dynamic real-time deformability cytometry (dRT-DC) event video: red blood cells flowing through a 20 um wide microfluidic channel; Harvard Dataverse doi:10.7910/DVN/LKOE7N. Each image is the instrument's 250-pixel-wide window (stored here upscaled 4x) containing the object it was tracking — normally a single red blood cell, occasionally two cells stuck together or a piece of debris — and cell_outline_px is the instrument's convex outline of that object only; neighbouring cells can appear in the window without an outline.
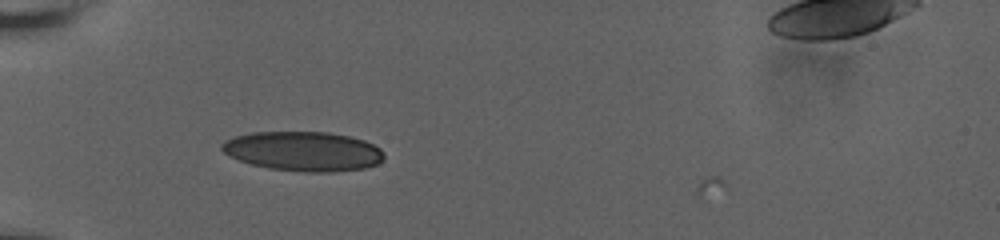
{"species": "human", "species_latin": "Homo sapiens", "temperature_condition": "room temperature", "stored_images_in_passage": 3, "camera_frame_rate_fps": 3000, "um_per_image_px": 0.085, "donor": {"sex": "male"}, "frame": {"image": 1, "passage_image": 2, "time_ms": 0.333, "image_size_px": [1000, 240], "cell_outline_px": [[384, 160], [376, 164], [364, 168], [332, 172], [304, 172], [268, 168], [252, 164], [240, 160], [224, 152], [220, 148], [220, 144], [224, 140], [236, 136], [252, 132], [328, 132], [348, 136], [364, 140], [380, 148], [384, 152]], "centroid_in_image_um": [25.79, 12.85], "position_along_channel_um": 59.2, "area_um2": 37.34}}